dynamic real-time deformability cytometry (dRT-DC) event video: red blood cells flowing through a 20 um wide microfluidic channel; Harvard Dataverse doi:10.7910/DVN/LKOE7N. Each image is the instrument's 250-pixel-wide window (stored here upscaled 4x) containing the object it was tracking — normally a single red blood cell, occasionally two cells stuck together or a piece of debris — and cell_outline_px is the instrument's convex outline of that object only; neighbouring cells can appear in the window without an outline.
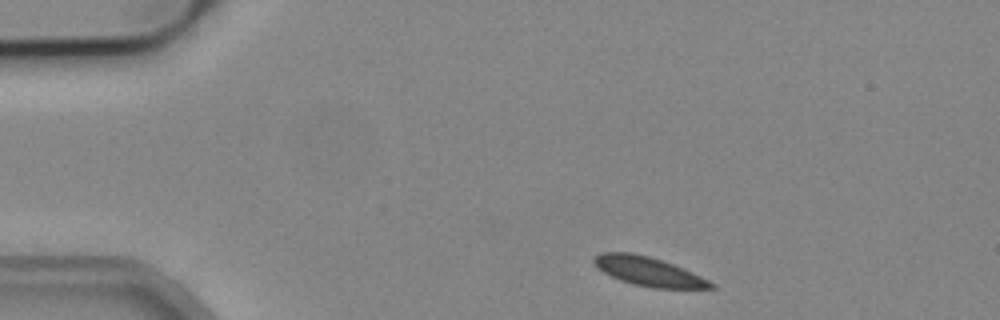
{"species": "common noctule bat (a hibernating species)", "species_latin": "Nyctalus noctula", "temperature_condition": "cold", "stored_images_in_passage": 6, "camera_frame_rate_fps": 3000, "um_per_image_px": 0.085, "animal": {"sex": "male", "body_mass_g": 19.2, "forearm_length_mm": 51.8}, "frame": {"image": 1, "passage_image": 1, "time_ms": 0.0, "image_size_px": [1000, 320], "cell_outline_px": [[716, 288], [652, 288], [632, 284], [620, 280], [604, 272], [592, 260], [600, 252], [632, 252], [648, 256], [684, 268], [716, 284]], "centroid_in_image_um": [55.14, 23.08], "position_along_channel_um": 29.9, "area_um2": 19.54}}
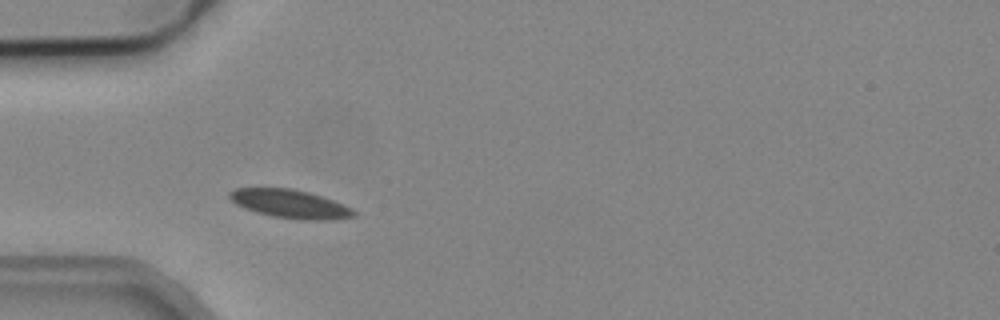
{"frame": {"image": 2, "passage_image": 3, "time_ms": 0.667, "image_size_px": [1000, 320], "cell_outline_px": [[356, 216], [332, 220], [304, 220], [272, 216], [256, 212], [244, 208], [236, 204], [228, 196], [228, 192], [236, 188], [292, 188], [308, 192], [344, 204], [352, 208], [356, 212]], "centroid_in_image_um": [24.67, 17.33], "position_along_channel_um": 60.3, "area_um2": 20.63}}
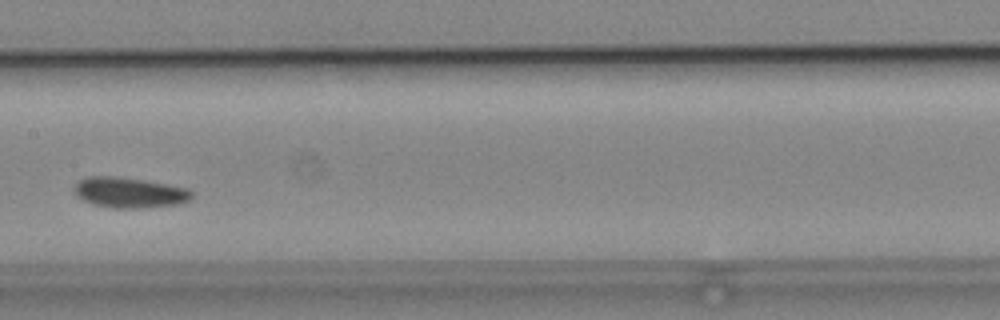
{"frame": {"image": 3, "passage_image": 6, "time_ms": 1.667, "image_size_px": [1000, 320], "cell_outline_px": [[192, 196], [188, 200], [176, 204], [144, 208], [112, 208], [92, 204], [76, 196], [72, 188], [80, 180], [88, 176], [112, 176], [140, 180], [188, 188], [192, 192]], "centroid_in_image_um": [10.94, 16.38], "position_along_channel_um": 196.5, "area_um2": 20.63}}